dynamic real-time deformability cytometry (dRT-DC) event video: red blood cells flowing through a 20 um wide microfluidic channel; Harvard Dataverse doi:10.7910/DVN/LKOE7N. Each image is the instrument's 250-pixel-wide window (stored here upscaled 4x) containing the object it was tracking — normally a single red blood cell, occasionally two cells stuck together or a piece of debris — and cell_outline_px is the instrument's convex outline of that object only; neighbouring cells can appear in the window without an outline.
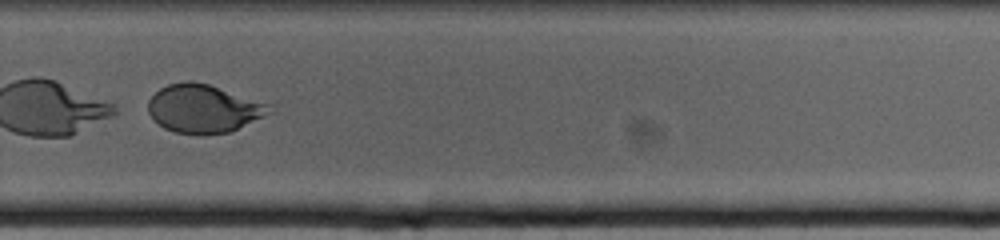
{"species": "human", "species_latin": "Homo sapiens", "temperature_condition": "cold", "stored_images_in_passage": 70, "segment_of_instrument_passage": [2, 2], "camera_frame_rate_fps": 3000, "um_per_image_px": 0.085, "donor": {"sex": "female"}, "frame": {"image": 1, "passage_image": 49, "time_ms": 16.0, "image_size_px": [1000, 240], "cell_outline_px": [[276, 112], [228, 132], [176, 132], [164, 128], [148, 112], [148, 100], [160, 88], [168, 84], [184, 80], [192, 80], [208, 84], [272, 104]], "centroid_in_image_um": [17.36, 9.18], "position_along_channel_um": 312.4, "area_um2": 33.76}}